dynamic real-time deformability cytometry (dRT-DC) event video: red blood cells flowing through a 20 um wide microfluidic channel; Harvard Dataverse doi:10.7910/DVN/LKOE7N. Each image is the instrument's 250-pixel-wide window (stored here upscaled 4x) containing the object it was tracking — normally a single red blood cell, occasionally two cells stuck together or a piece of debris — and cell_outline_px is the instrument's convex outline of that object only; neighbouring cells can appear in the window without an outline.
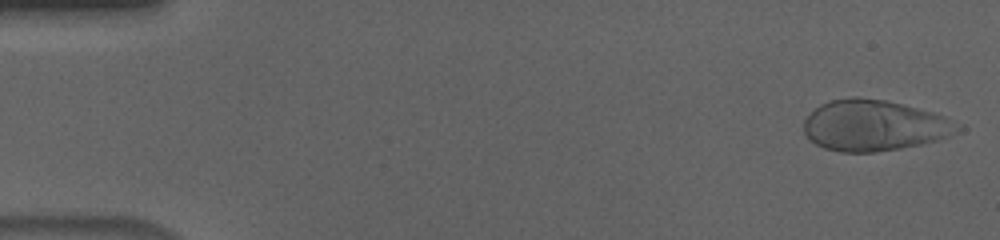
{"species": "human", "species_latin": "Homo sapiens", "temperature_condition": "cold", "stored_images_in_passage": 55, "camera_frame_rate_fps": 3000, "um_per_image_px": 0.085, "donor": {"sex": "male"}, "frame": {"image": 1, "passage_image": 1, "time_ms": 0.0, "image_size_px": [1000, 240], "cell_outline_px": [[964, 128], [940, 140], [900, 148], [876, 152], [840, 152], [824, 148], [816, 144], [804, 132], [804, 120], [820, 104], [832, 100], [856, 96], [884, 100], [932, 112], [944, 116]], "centroid_in_image_um": [74.3, 10.67], "position_along_channel_um": 10.7, "area_um2": 45.26}}
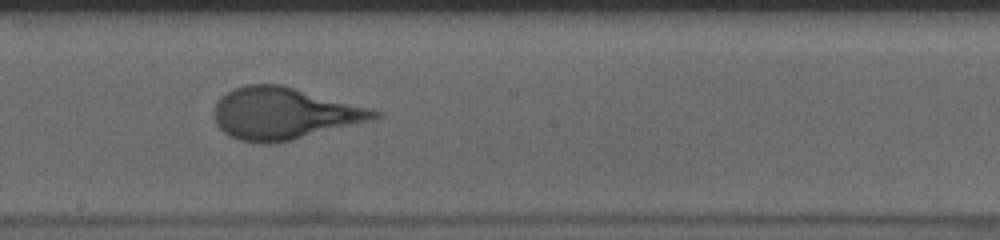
{"frame": {"image": 2, "passage_image": 30, "time_ms": 9.667, "image_size_px": [1000, 240], "cell_outline_px": [[384, 112], [380, 116], [372, 120], [292, 140], [268, 144], [260, 144], [240, 140], [228, 136], [216, 124], [212, 112], [220, 96], [236, 88], [248, 84], [280, 84], [372, 108]], "centroid_in_image_um": [24.13, 9.65], "position_along_channel_um": 224.1, "area_um2": 48.49}}
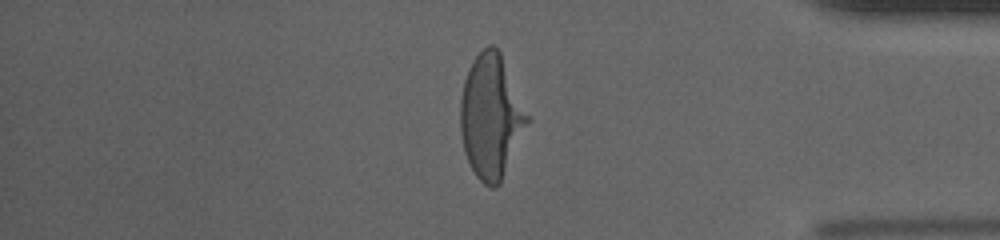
{"frame": {"image": 3, "passage_image": 46, "time_ms": 15.0, "image_size_px": [1000, 240], "cell_outline_px": [[532, 120], [500, 184], [496, 188], [492, 188], [484, 184], [476, 176], [464, 152], [460, 132], [460, 100], [464, 80], [472, 60], [488, 44], [492, 44], [500, 52]], "centroid_in_image_um": [41.77, 9.93], "position_along_channel_um": 393.4, "area_um2": 48.84}, "authors_computed_cell_mechanics": {"area_um2": 47.107, "velocity_mm_per_s": 3.6384, "shape_relaxation_time_tau1_ms": 4.3368, "shape_relaxation_time_tau2_ms": null, "deformation_change_tau1": 0.1954, "deformation_change_tau2": null}}